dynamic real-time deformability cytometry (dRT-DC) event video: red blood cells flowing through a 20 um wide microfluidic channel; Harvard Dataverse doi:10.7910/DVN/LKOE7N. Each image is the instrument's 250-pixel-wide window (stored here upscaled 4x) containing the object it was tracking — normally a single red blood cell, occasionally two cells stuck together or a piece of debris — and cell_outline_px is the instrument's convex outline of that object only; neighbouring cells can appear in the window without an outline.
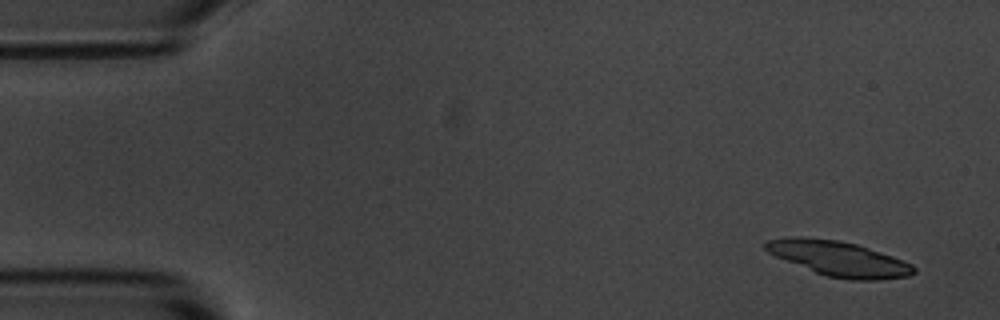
{"species": "common noctule bat (a hibernating species)", "species_latin": "Nyctalus noctula", "temperature_condition": "room temperature", "stored_images_in_passage": 8, "camera_frame_rate_fps": 3000, "um_per_image_px": 0.085, "animal": {"sex": "male", "body_mass_g": 20.1, "forearm_length_mm": 53.5}, "frame": {"image": 1, "passage_image": 1, "time_ms": 0.0, "image_size_px": [1000, 320], "cell_outline_px": [[916, 272], [908, 276], [876, 280], [852, 280], [828, 276], [816, 272], [776, 256], [768, 252], [764, 248], [764, 244], [768, 240], [792, 236], [800, 236], [840, 240], [856, 244], [892, 256], [912, 264], [916, 268]], "centroid_in_image_um": [71.31, 21.97], "position_along_channel_um": 13.7, "area_um2": 29.88}}
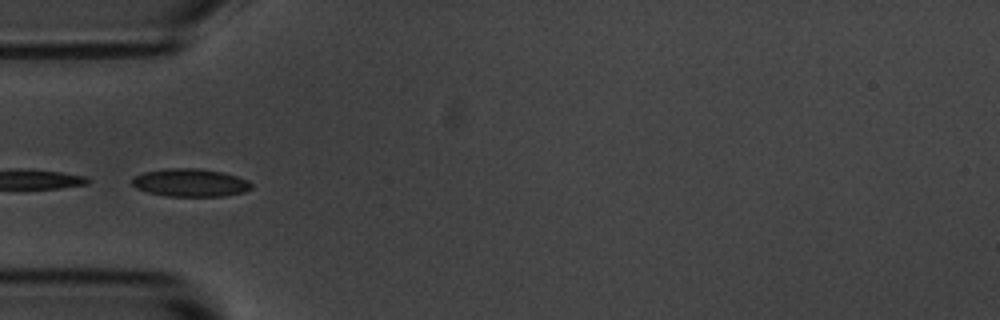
{"frame": {"image": 2, "passage_image": 5, "time_ms": 4.667, "image_size_px": [1000, 320], "cell_outline_px": [[252, 188], [244, 192], [224, 196], [168, 196], [148, 192], [136, 188], [132, 184], [132, 176], [144, 172], [168, 168], [196, 168], [224, 172], [248, 180], [252, 184]], "centroid_in_image_um": [16.18, 15.52], "position_along_channel_um": 68.8, "area_um2": 19.48}}
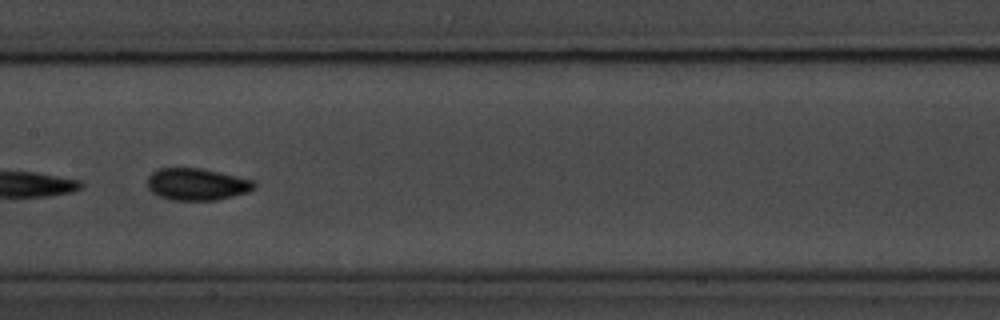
{"frame": {"image": 3, "passage_image": 8, "time_ms": 8.0, "image_size_px": [1000, 320], "cell_outline_px": [[256, 188], [248, 192], [216, 200], [172, 200], [160, 196], [152, 192], [148, 188], [148, 176], [152, 172], [160, 168], [200, 168], [252, 180], [256, 184]], "centroid_in_image_um": [16.72, 15.66], "position_along_channel_um": 190.7, "area_um2": 19.71}}